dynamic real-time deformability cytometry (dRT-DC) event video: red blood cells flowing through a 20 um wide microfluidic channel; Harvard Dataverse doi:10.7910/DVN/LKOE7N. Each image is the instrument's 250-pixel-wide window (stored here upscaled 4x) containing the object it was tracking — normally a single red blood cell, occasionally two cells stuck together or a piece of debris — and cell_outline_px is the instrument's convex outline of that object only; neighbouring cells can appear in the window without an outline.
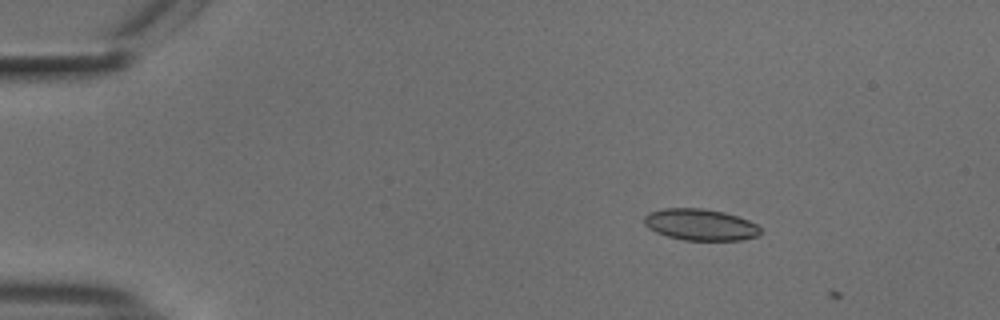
{"species": "common noctule bat (a hibernating species)", "species_latin": "Nyctalus noctula", "temperature_condition": "cold", "stored_images_in_passage": 2, "camera_frame_rate_fps": 3000, "um_per_image_px": 0.085, "animal": {"sex": "male", "body_mass_g": 18.8}, "frame": {"image": 1, "passage_image": 1, "time_ms": 0.0, "image_size_px": [1000, 320], "cell_outline_px": [[760, 232], [756, 236], [740, 240], [684, 240], [668, 236], [656, 232], [648, 228], [644, 224], [644, 216], [648, 212], [664, 208], [704, 208], [724, 212], [748, 220], [756, 224], [760, 228]], "centroid_in_image_um": [59.49, 19.08], "position_along_channel_um": 25.5, "area_um2": 21.27}}